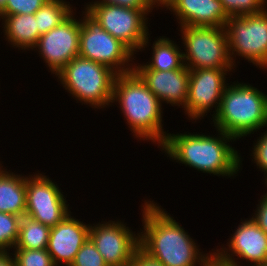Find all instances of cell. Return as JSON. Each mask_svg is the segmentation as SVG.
Here are the masks:
<instances>
[{
	"label": "cell",
	"mask_w": 267,
	"mask_h": 266,
	"mask_svg": "<svg viewBox=\"0 0 267 266\" xmlns=\"http://www.w3.org/2000/svg\"><path fill=\"white\" fill-rule=\"evenodd\" d=\"M234 68H200L189 70L188 98L183 110L188 120L202 119L214 107L218 112L222 95L228 84L226 76ZM206 114V115H205Z\"/></svg>",
	"instance_id": "obj_11"
},
{
	"label": "cell",
	"mask_w": 267,
	"mask_h": 266,
	"mask_svg": "<svg viewBox=\"0 0 267 266\" xmlns=\"http://www.w3.org/2000/svg\"><path fill=\"white\" fill-rule=\"evenodd\" d=\"M215 129L239 140L267 127V95L249 83L228 84L218 112L211 118Z\"/></svg>",
	"instance_id": "obj_4"
},
{
	"label": "cell",
	"mask_w": 267,
	"mask_h": 266,
	"mask_svg": "<svg viewBox=\"0 0 267 266\" xmlns=\"http://www.w3.org/2000/svg\"><path fill=\"white\" fill-rule=\"evenodd\" d=\"M139 64L134 63L133 70L161 104L167 103L185 108L189 88V69L185 65L180 69L157 71L150 70L144 62Z\"/></svg>",
	"instance_id": "obj_15"
},
{
	"label": "cell",
	"mask_w": 267,
	"mask_h": 266,
	"mask_svg": "<svg viewBox=\"0 0 267 266\" xmlns=\"http://www.w3.org/2000/svg\"><path fill=\"white\" fill-rule=\"evenodd\" d=\"M225 30L228 52L236 67V55L267 70V8L258 14L230 16Z\"/></svg>",
	"instance_id": "obj_8"
},
{
	"label": "cell",
	"mask_w": 267,
	"mask_h": 266,
	"mask_svg": "<svg viewBox=\"0 0 267 266\" xmlns=\"http://www.w3.org/2000/svg\"><path fill=\"white\" fill-rule=\"evenodd\" d=\"M123 222L116 219L90 224L89 238L108 266H129L139 247V233Z\"/></svg>",
	"instance_id": "obj_12"
},
{
	"label": "cell",
	"mask_w": 267,
	"mask_h": 266,
	"mask_svg": "<svg viewBox=\"0 0 267 266\" xmlns=\"http://www.w3.org/2000/svg\"><path fill=\"white\" fill-rule=\"evenodd\" d=\"M16 266H55L47 249H12Z\"/></svg>",
	"instance_id": "obj_24"
},
{
	"label": "cell",
	"mask_w": 267,
	"mask_h": 266,
	"mask_svg": "<svg viewBox=\"0 0 267 266\" xmlns=\"http://www.w3.org/2000/svg\"><path fill=\"white\" fill-rule=\"evenodd\" d=\"M70 266H108L104 258L96 249L95 244L89 238L76 253Z\"/></svg>",
	"instance_id": "obj_26"
},
{
	"label": "cell",
	"mask_w": 267,
	"mask_h": 266,
	"mask_svg": "<svg viewBox=\"0 0 267 266\" xmlns=\"http://www.w3.org/2000/svg\"><path fill=\"white\" fill-rule=\"evenodd\" d=\"M74 11L70 2L65 0H48L34 13L37 20L38 39L41 35L59 26Z\"/></svg>",
	"instance_id": "obj_21"
},
{
	"label": "cell",
	"mask_w": 267,
	"mask_h": 266,
	"mask_svg": "<svg viewBox=\"0 0 267 266\" xmlns=\"http://www.w3.org/2000/svg\"><path fill=\"white\" fill-rule=\"evenodd\" d=\"M228 16L258 14L266 9L267 0H219Z\"/></svg>",
	"instance_id": "obj_25"
},
{
	"label": "cell",
	"mask_w": 267,
	"mask_h": 266,
	"mask_svg": "<svg viewBox=\"0 0 267 266\" xmlns=\"http://www.w3.org/2000/svg\"><path fill=\"white\" fill-rule=\"evenodd\" d=\"M255 142L252 148L253 150H251L252 153L250 156L253 157L251 160L254 161L261 172H264V180L267 185V130Z\"/></svg>",
	"instance_id": "obj_28"
},
{
	"label": "cell",
	"mask_w": 267,
	"mask_h": 266,
	"mask_svg": "<svg viewBox=\"0 0 267 266\" xmlns=\"http://www.w3.org/2000/svg\"><path fill=\"white\" fill-rule=\"evenodd\" d=\"M36 174V175H35ZM44 173L26 176L25 215L51 227L61 222L71 211L64 192Z\"/></svg>",
	"instance_id": "obj_10"
},
{
	"label": "cell",
	"mask_w": 267,
	"mask_h": 266,
	"mask_svg": "<svg viewBox=\"0 0 267 266\" xmlns=\"http://www.w3.org/2000/svg\"><path fill=\"white\" fill-rule=\"evenodd\" d=\"M129 266H164L157 259L146 253L140 246L136 249Z\"/></svg>",
	"instance_id": "obj_31"
},
{
	"label": "cell",
	"mask_w": 267,
	"mask_h": 266,
	"mask_svg": "<svg viewBox=\"0 0 267 266\" xmlns=\"http://www.w3.org/2000/svg\"><path fill=\"white\" fill-rule=\"evenodd\" d=\"M256 266H267V263L266 264H261V265H256Z\"/></svg>",
	"instance_id": "obj_35"
},
{
	"label": "cell",
	"mask_w": 267,
	"mask_h": 266,
	"mask_svg": "<svg viewBox=\"0 0 267 266\" xmlns=\"http://www.w3.org/2000/svg\"><path fill=\"white\" fill-rule=\"evenodd\" d=\"M241 221L234 234H231L230 240L228 239L226 245L228 248L222 246L211 251L222 261L236 266H241V261H237L238 259L247 261L246 263H250L251 266L266 264L267 234L252 218Z\"/></svg>",
	"instance_id": "obj_14"
},
{
	"label": "cell",
	"mask_w": 267,
	"mask_h": 266,
	"mask_svg": "<svg viewBox=\"0 0 267 266\" xmlns=\"http://www.w3.org/2000/svg\"><path fill=\"white\" fill-rule=\"evenodd\" d=\"M0 212L23 217L26 212V175L0 170Z\"/></svg>",
	"instance_id": "obj_19"
},
{
	"label": "cell",
	"mask_w": 267,
	"mask_h": 266,
	"mask_svg": "<svg viewBox=\"0 0 267 266\" xmlns=\"http://www.w3.org/2000/svg\"><path fill=\"white\" fill-rule=\"evenodd\" d=\"M119 104L130 131L137 140H145L160 147L168 133L163 129V107L133 70L117 74L113 85V103Z\"/></svg>",
	"instance_id": "obj_3"
},
{
	"label": "cell",
	"mask_w": 267,
	"mask_h": 266,
	"mask_svg": "<svg viewBox=\"0 0 267 266\" xmlns=\"http://www.w3.org/2000/svg\"><path fill=\"white\" fill-rule=\"evenodd\" d=\"M7 0H0V11L4 8Z\"/></svg>",
	"instance_id": "obj_34"
},
{
	"label": "cell",
	"mask_w": 267,
	"mask_h": 266,
	"mask_svg": "<svg viewBox=\"0 0 267 266\" xmlns=\"http://www.w3.org/2000/svg\"><path fill=\"white\" fill-rule=\"evenodd\" d=\"M143 204L139 246L146 253L164 266H206L213 252H201L195 240L161 205L151 200Z\"/></svg>",
	"instance_id": "obj_1"
},
{
	"label": "cell",
	"mask_w": 267,
	"mask_h": 266,
	"mask_svg": "<svg viewBox=\"0 0 267 266\" xmlns=\"http://www.w3.org/2000/svg\"><path fill=\"white\" fill-rule=\"evenodd\" d=\"M79 56L110 67L117 74L133 71L134 54L86 10L82 11ZM83 17V18H82Z\"/></svg>",
	"instance_id": "obj_9"
},
{
	"label": "cell",
	"mask_w": 267,
	"mask_h": 266,
	"mask_svg": "<svg viewBox=\"0 0 267 266\" xmlns=\"http://www.w3.org/2000/svg\"><path fill=\"white\" fill-rule=\"evenodd\" d=\"M183 61L189 70L235 68L228 52L225 27L182 26Z\"/></svg>",
	"instance_id": "obj_7"
},
{
	"label": "cell",
	"mask_w": 267,
	"mask_h": 266,
	"mask_svg": "<svg viewBox=\"0 0 267 266\" xmlns=\"http://www.w3.org/2000/svg\"><path fill=\"white\" fill-rule=\"evenodd\" d=\"M169 10L180 27H225L229 19L219 0H176Z\"/></svg>",
	"instance_id": "obj_17"
},
{
	"label": "cell",
	"mask_w": 267,
	"mask_h": 266,
	"mask_svg": "<svg viewBox=\"0 0 267 266\" xmlns=\"http://www.w3.org/2000/svg\"><path fill=\"white\" fill-rule=\"evenodd\" d=\"M48 0H7L0 17L15 14H34Z\"/></svg>",
	"instance_id": "obj_27"
},
{
	"label": "cell",
	"mask_w": 267,
	"mask_h": 266,
	"mask_svg": "<svg viewBox=\"0 0 267 266\" xmlns=\"http://www.w3.org/2000/svg\"><path fill=\"white\" fill-rule=\"evenodd\" d=\"M21 216L0 212V252H10L15 247Z\"/></svg>",
	"instance_id": "obj_23"
},
{
	"label": "cell",
	"mask_w": 267,
	"mask_h": 266,
	"mask_svg": "<svg viewBox=\"0 0 267 266\" xmlns=\"http://www.w3.org/2000/svg\"><path fill=\"white\" fill-rule=\"evenodd\" d=\"M84 6V10L96 19L105 31L117 38L133 54L149 47L151 39H149L148 17L146 16L153 10H139L101 3H86Z\"/></svg>",
	"instance_id": "obj_6"
},
{
	"label": "cell",
	"mask_w": 267,
	"mask_h": 266,
	"mask_svg": "<svg viewBox=\"0 0 267 266\" xmlns=\"http://www.w3.org/2000/svg\"><path fill=\"white\" fill-rule=\"evenodd\" d=\"M175 1L176 0H150L152 9L157 8V7L159 9L160 7L164 9L166 8V10L169 9Z\"/></svg>",
	"instance_id": "obj_33"
},
{
	"label": "cell",
	"mask_w": 267,
	"mask_h": 266,
	"mask_svg": "<svg viewBox=\"0 0 267 266\" xmlns=\"http://www.w3.org/2000/svg\"><path fill=\"white\" fill-rule=\"evenodd\" d=\"M4 37L12 47L21 50L34 49L38 41L37 20L34 14H15L0 17Z\"/></svg>",
	"instance_id": "obj_18"
},
{
	"label": "cell",
	"mask_w": 267,
	"mask_h": 266,
	"mask_svg": "<svg viewBox=\"0 0 267 266\" xmlns=\"http://www.w3.org/2000/svg\"><path fill=\"white\" fill-rule=\"evenodd\" d=\"M116 75L104 64L77 56L55 76L77 103L104 109L112 105Z\"/></svg>",
	"instance_id": "obj_5"
},
{
	"label": "cell",
	"mask_w": 267,
	"mask_h": 266,
	"mask_svg": "<svg viewBox=\"0 0 267 266\" xmlns=\"http://www.w3.org/2000/svg\"><path fill=\"white\" fill-rule=\"evenodd\" d=\"M217 137L194 133H168L160 150L175 160L202 173L232 177L241 168L240 153L229 143L236 139L216 129ZM229 142V143H228Z\"/></svg>",
	"instance_id": "obj_2"
},
{
	"label": "cell",
	"mask_w": 267,
	"mask_h": 266,
	"mask_svg": "<svg viewBox=\"0 0 267 266\" xmlns=\"http://www.w3.org/2000/svg\"><path fill=\"white\" fill-rule=\"evenodd\" d=\"M3 168V166H2V163H1V161H0V170Z\"/></svg>",
	"instance_id": "obj_36"
},
{
	"label": "cell",
	"mask_w": 267,
	"mask_h": 266,
	"mask_svg": "<svg viewBox=\"0 0 267 266\" xmlns=\"http://www.w3.org/2000/svg\"><path fill=\"white\" fill-rule=\"evenodd\" d=\"M88 3L112 4L125 8L153 10L150 0H95Z\"/></svg>",
	"instance_id": "obj_29"
},
{
	"label": "cell",
	"mask_w": 267,
	"mask_h": 266,
	"mask_svg": "<svg viewBox=\"0 0 267 266\" xmlns=\"http://www.w3.org/2000/svg\"><path fill=\"white\" fill-rule=\"evenodd\" d=\"M259 200L255 209L256 213H253L254 215L251 218L267 234V193L261 196Z\"/></svg>",
	"instance_id": "obj_30"
},
{
	"label": "cell",
	"mask_w": 267,
	"mask_h": 266,
	"mask_svg": "<svg viewBox=\"0 0 267 266\" xmlns=\"http://www.w3.org/2000/svg\"><path fill=\"white\" fill-rule=\"evenodd\" d=\"M70 212L61 222L50 228L47 251L55 266H70L76 253L89 239L90 224L71 216Z\"/></svg>",
	"instance_id": "obj_16"
},
{
	"label": "cell",
	"mask_w": 267,
	"mask_h": 266,
	"mask_svg": "<svg viewBox=\"0 0 267 266\" xmlns=\"http://www.w3.org/2000/svg\"><path fill=\"white\" fill-rule=\"evenodd\" d=\"M50 227L26 215L20 220L19 236L13 249H47Z\"/></svg>",
	"instance_id": "obj_22"
},
{
	"label": "cell",
	"mask_w": 267,
	"mask_h": 266,
	"mask_svg": "<svg viewBox=\"0 0 267 266\" xmlns=\"http://www.w3.org/2000/svg\"><path fill=\"white\" fill-rule=\"evenodd\" d=\"M157 39V40H156ZM152 47V58L144 63L150 70L170 71L184 65L183 50L166 36L156 38ZM182 51V52H181Z\"/></svg>",
	"instance_id": "obj_20"
},
{
	"label": "cell",
	"mask_w": 267,
	"mask_h": 266,
	"mask_svg": "<svg viewBox=\"0 0 267 266\" xmlns=\"http://www.w3.org/2000/svg\"><path fill=\"white\" fill-rule=\"evenodd\" d=\"M73 12L59 26L41 35L32 49L38 51L52 74H58L70 61L79 56L81 19ZM38 48V49H37Z\"/></svg>",
	"instance_id": "obj_13"
},
{
	"label": "cell",
	"mask_w": 267,
	"mask_h": 266,
	"mask_svg": "<svg viewBox=\"0 0 267 266\" xmlns=\"http://www.w3.org/2000/svg\"><path fill=\"white\" fill-rule=\"evenodd\" d=\"M10 252H0V266H16L14 256Z\"/></svg>",
	"instance_id": "obj_32"
}]
</instances>
